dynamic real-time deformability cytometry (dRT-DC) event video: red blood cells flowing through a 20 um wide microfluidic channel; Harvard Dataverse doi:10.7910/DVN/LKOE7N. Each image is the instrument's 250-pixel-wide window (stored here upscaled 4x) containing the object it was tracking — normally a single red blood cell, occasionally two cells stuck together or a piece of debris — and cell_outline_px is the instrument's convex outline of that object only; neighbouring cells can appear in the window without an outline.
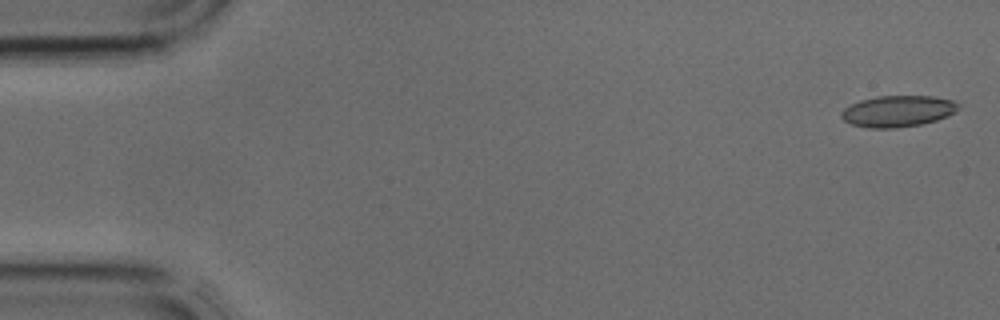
{"species": "common noctule bat (a hibernating species)", "species_latin": "Nyctalus noctula", "temperature_condition": "cold", "stored_images_in_passage": 4, "segment_of_instrument_passage": [1, 2], "camera_frame_rate_fps": 3000, "um_per_image_px": 0.085, "animal": {"sex": "male", "body_mass_g": 17.9, "forearm_length_mm": 54.2}, "frame": {"image": 1, "passage_image": 1, "time_ms": 0.0, "image_size_px": [1000, 320], "cell_outline_px": [[960, 108], [948, 116], [936, 120], [920, 124], [896, 128], [868, 128], [852, 124], [844, 120], [840, 116], [840, 112], [844, 108], [860, 100], [876, 96], [936, 96], [952, 100], [960, 104]], "centroid_in_image_um": [76.32, 9.44], "position_along_channel_um": 8.7, "area_um2": 21.44}}
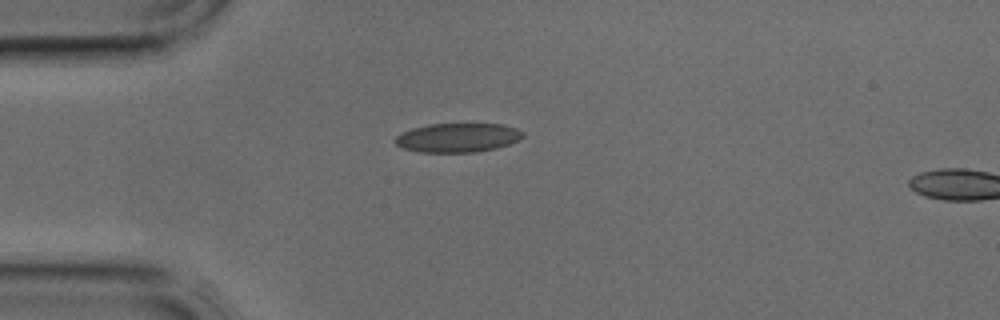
{"frame": {"image": 2, "passage_image": 3, "time_ms": 0.667, "image_size_px": [1000, 320], "cell_outline_px": [[524, 136], [520, 140], [496, 148], [476, 152], [420, 152], [404, 148], [396, 144], [396, 136], [400, 132], [412, 128], [428, 124], [504, 124], [516, 128], [524, 132]], "centroid_in_image_um": [38.93, 11.69], "position_along_channel_um": 46.1, "area_um2": 21.68}}